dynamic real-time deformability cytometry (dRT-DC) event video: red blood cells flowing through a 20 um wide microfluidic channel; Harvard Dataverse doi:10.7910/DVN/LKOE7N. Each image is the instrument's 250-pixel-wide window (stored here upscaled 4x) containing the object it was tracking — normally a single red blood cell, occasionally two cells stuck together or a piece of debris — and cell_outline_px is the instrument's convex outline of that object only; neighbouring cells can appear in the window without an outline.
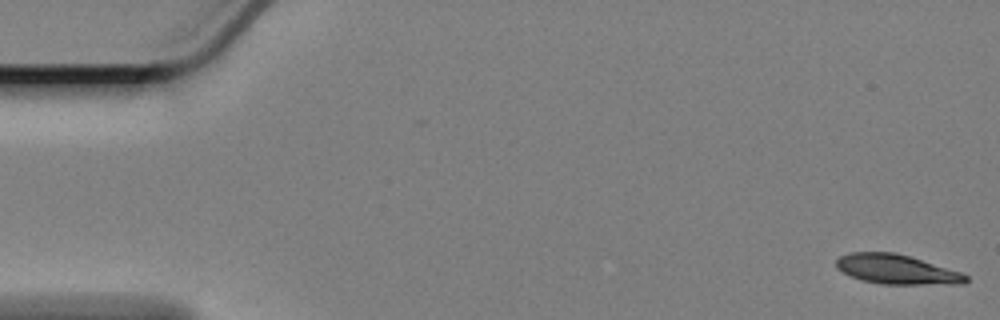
{"species": "Egyptian fruit bat (a non-hibernating species)", "species_latin": "Rousettus aegyptiacus", "temperature_condition": "cold", "stored_images_in_passage": 59, "camera_frame_rate_fps": 3000, "um_per_image_px": 0.085, "animal": {"sex": "female"}, "frame": {"image": 1, "passage_image": 1, "time_ms": 0.0, "image_size_px": [1000, 320], "cell_outline_px": [[968, 280], [964, 284], [880, 284], [860, 280], [836, 268], [836, 260], [840, 256], [848, 252], [896, 252], [960, 272], [968, 276]], "centroid_in_image_um": [76.19, 22.9], "position_along_channel_um": 8.8, "area_um2": 22.25}}
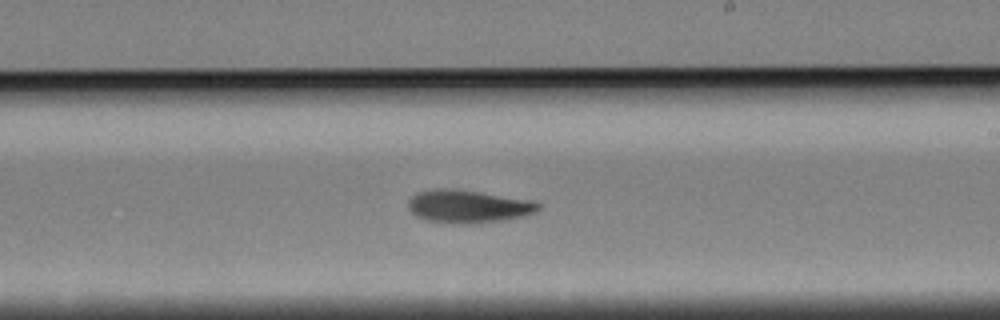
{"frame": {"image": 2, "passage_image": 34, "time_ms": 11.0, "image_size_px": [1000, 320], "cell_outline_px": [[540, 208], [536, 212], [504, 220], [468, 224], [460, 224], [424, 220], [416, 216], [408, 208], [408, 200], [416, 192], [440, 188], [444, 188], [476, 192], [532, 200], [540, 204]], "centroid_in_image_um": [39.75, 17.55], "position_along_channel_um": 249.2, "area_um2": 24.68}}
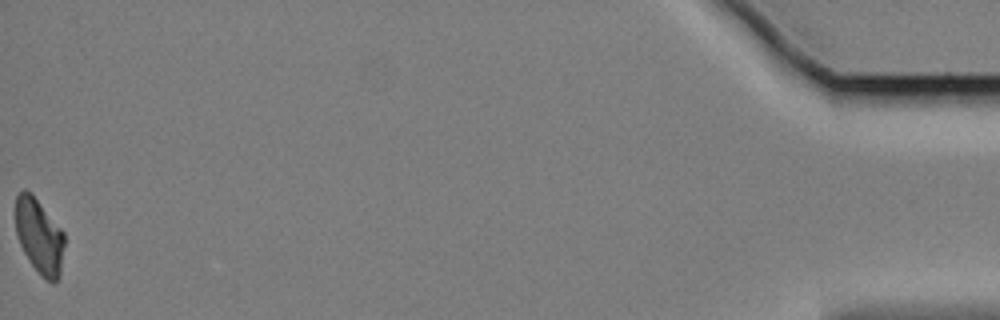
{"frame": {"image": 3, "passage_image": 59, "time_ms": 19.333, "image_size_px": [1000, 320], "cell_outline_px": [[64, 244], [60, 272], [56, 280], [52, 284], [28, 260], [20, 244], [16, 232], [16, 196], [24, 188], [36, 200], [64, 232]], "centroid_in_image_um": [3.33, 20.08], "position_along_channel_um": 431.9, "area_um2": 20.58}, "authors_computed_cell_mechanics": {"area_um2": 23.698, "velocity_mm_per_s": 3.3587, "shape_relaxation_time_tau1_ms": 4.162, "shape_relaxation_time_tau2_ms": 9.2648, "deformation_change_tau1": 0.1307, "deformation_change_tau2": 0.1373}}